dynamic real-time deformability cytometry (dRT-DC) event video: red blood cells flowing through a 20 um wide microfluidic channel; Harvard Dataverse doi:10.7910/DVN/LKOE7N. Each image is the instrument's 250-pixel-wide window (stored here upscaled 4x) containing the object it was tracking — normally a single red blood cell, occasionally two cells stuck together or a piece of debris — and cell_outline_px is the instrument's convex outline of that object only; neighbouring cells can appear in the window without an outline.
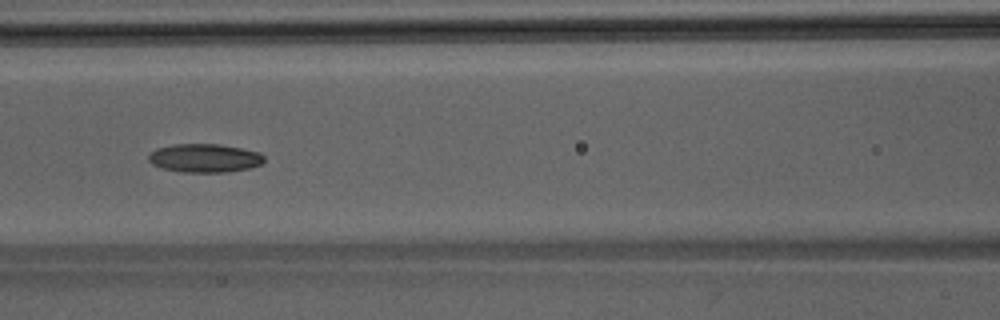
{"species": "Egyptian fruit bat (a non-hibernating species)", "species_latin": "Rousettus aegyptiacus", "temperature_condition": "room temperature", "stored_images_in_passage": 48, "camera_frame_rate_fps": 3000, "um_per_image_px": 0.085, "animal": {"sex": "male"}, "frame": {"image": 1, "passage_image": 22, "time_ms": 7.0, "image_size_px": [1000, 320], "cell_outline_px": [[264, 160], [260, 164], [248, 168], [228, 172], [180, 172], [160, 168], [152, 164], [148, 160], [148, 156], [156, 148], [176, 144], [220, 144], [260, 152], [264, 156]], "centroid_in_image_um": [17.37, 13.44], "position_along_channel_um": 149.2, "area_um2": 19.25}}
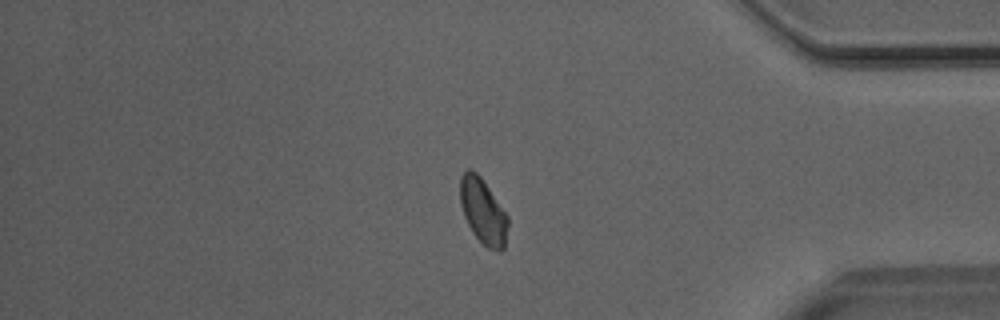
{"frame": {"image": 2, "passage_image": 41, "time_ms": 13.333, "image_size_px": [1000, 320], "cell_outline_px": [[508, 224], [504, 248], [488, 248], [472, 232], [464, 216], [460, 204], [460, 176], [468, 168], [472, 168], [480, 176], [508, 216]], "centroid_in_image_um": [41.03, 17.9], "position_along_channel_um": 394.2, "area_um2": 17.86}}
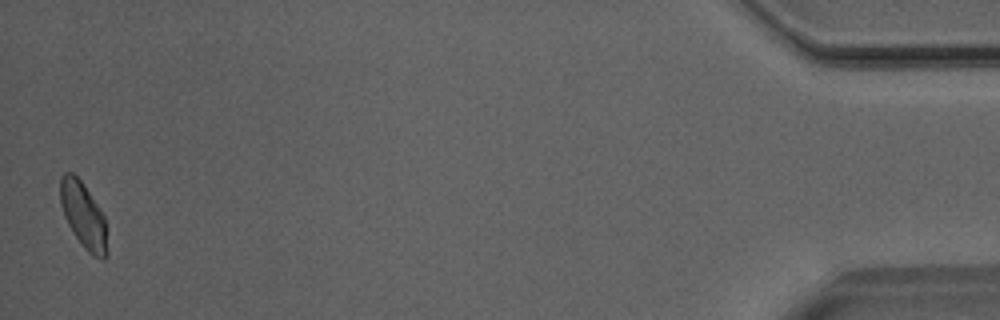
{"frame": {"image": 3, "passage_image": 48, "time_ms": 15.667, "image_size_px": [1000, 320], "cell_outline_px": [[108, 256], [92, 256], [84, 248], [72, 232], [64, 216], [60, 204], [60, 176], [64, 172], [72, 172], [80, 180], [104, 216], [108, 252]], "centroid_in_image_um": [7.06, 18.3], "position_along_channel_um": 428.1, "area_um2": 17.74}}